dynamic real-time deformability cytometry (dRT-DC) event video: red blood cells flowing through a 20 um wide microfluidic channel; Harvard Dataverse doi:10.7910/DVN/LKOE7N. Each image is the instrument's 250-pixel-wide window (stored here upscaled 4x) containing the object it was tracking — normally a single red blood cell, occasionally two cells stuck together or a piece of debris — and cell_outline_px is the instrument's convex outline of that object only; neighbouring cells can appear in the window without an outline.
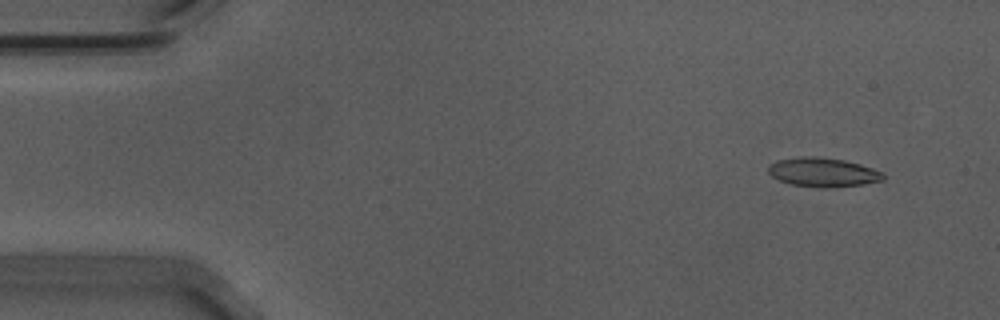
{"species": "Egyptian fruit bat (a non-hibernating species)", "species_latin": "Rousettus aegyptiacus", "temperature_condition": "warm", "stored_images_in_passage": 55, "camera_frame_rate_fps": 3000, "um_per_image_px": 0.085, "animal": {"sex": "male"}, "frame": {"image": 1, "passage_image": 4, "time_ms": 1.0, "image_size_px": [1000, 320], "cell_outline_px": [[884, 180], [864, 184], [824, 188], [792, 184], [780, 180], [772, 176], [768, 172], [768, 164], [776, 160], [796, 156], [812, 156], [844, 160], [860, 164], [884, 172]], "centroid_in_image_um": [69.94, 14.63], "position_along_channel_um": 15.1, "area_um2": 19.54}}
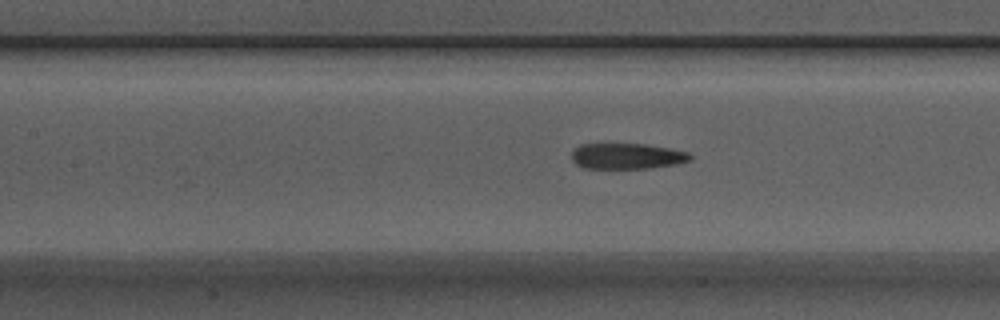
{"frame": {"image": 2, "passage_image": 24, "time_ms": 7.667, "image_size_px": [1000, 320], "cell_outline_px": [[692, 160], [676, 164], [648, 168], [584, 168], [576, 164], [572, 160], [572, 148], [580, 144], [644, 144], [672, 148], [688, 152], [692, 156]], "centroid_in_image_um": [53.29, 13.26], "position_along_channel_um": 154.1, "area_um2": 17.92}}
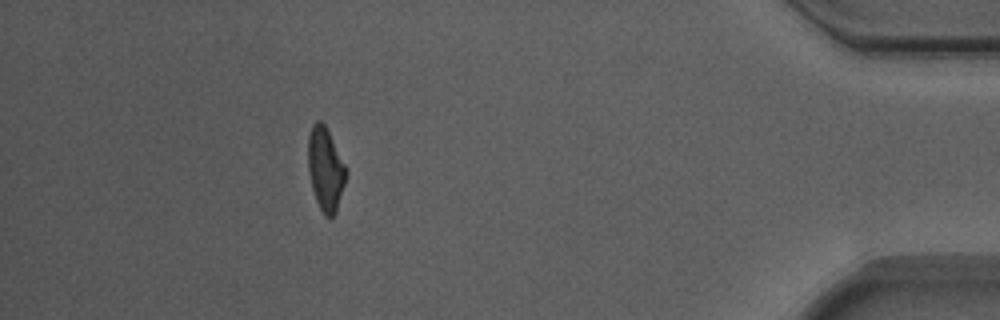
{"frame": {"image": 3, "passage_image": 49, "time_ms": 16.0, "image_size_px": [1000, 320], "cell_outline_px": [[344, 184], [336, 212], [328, 220], [324, 216], [316, 200], [312, 188], [308, 168], [308, 136], [312, 124], [316, 120], [320, 120], [324, 124], [344, 164]], "centroid_in_image_um": [27.62, 14.39], "position_along_channel_um": 407.6, "area_um2": 17.92}, "authors_computed_cell_mechanics": {"area_um2": 18.9006, "velocity_mm_per_s": 3.7252, "shape_relaxation_time_tau1_ms": 6.0715, "shape_relaxation_time_tau2_ms": 2.439, "deformation_change_tau1": 0.207, "deformation_change_tau2": 0.1033}}